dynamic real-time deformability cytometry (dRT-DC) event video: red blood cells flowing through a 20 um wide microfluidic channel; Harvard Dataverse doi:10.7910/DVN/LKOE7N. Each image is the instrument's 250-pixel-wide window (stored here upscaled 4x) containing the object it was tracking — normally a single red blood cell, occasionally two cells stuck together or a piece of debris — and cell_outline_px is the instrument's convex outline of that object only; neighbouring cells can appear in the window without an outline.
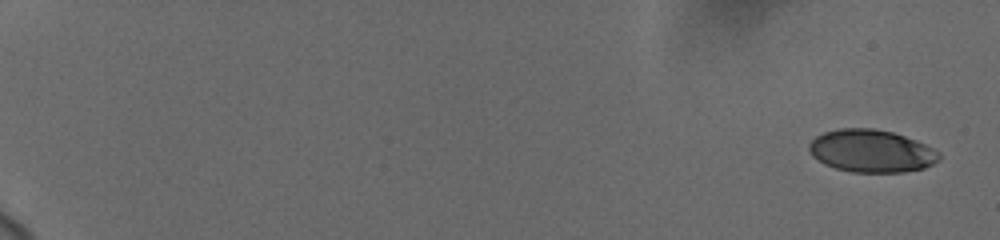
{"species": "human", "species_latin": "Homo sapiens", "temperature_condition": "cold", "stored_images_in_passage": 13, "camera_frame_rate_fps": 3000, "um_per_image_px": 0.085, "donor": {"sex": "female"}, "frame": {"image": 1, "passage_image": 1, "time_ms": 0.0, "image_size_px": [1000, 240], "cell_outline_px": [[940, 160], [924, 168], [904, 172], [852, 172], [836, 168], [824, 164], [812, 156], [808, 148], [808, 144], [816, 136], [824, 132], [840, 128], [872, 128], [892, 132], [916, 140], [940, 152]], "centroid_in_image_um": [74.06, 12.83], "position_along_channel_um": 10.9, "area_um2": 32.31}}
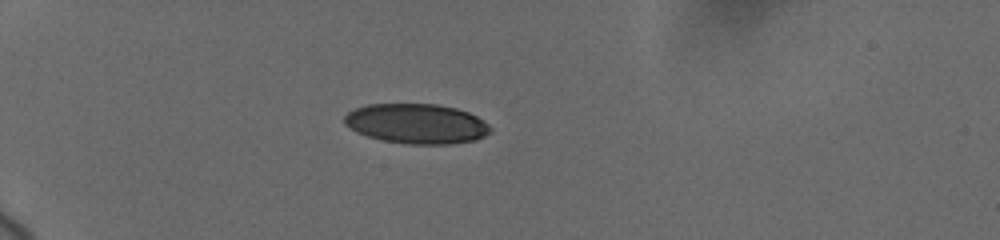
{"frame": {"image": 2, "passage_image": 8, "time_ms": 5.667, "image_size_px": [1000, 240], "cell_outline_px": [[492, 128], [484, 136], [476, 140], [448, 144], [408, 144], [384, 140], [368, 136], [356, 132], [344, 124], [344, 116], [348, 112], [356, 108], [368, 104], [436, 104], [456, 108], [468, 112], [476, 116], [488, 124]], "centroid_in_image_um": [35.4, 10.51], "position_along_channel_um": 49.6, "area_um2": 33.81}}
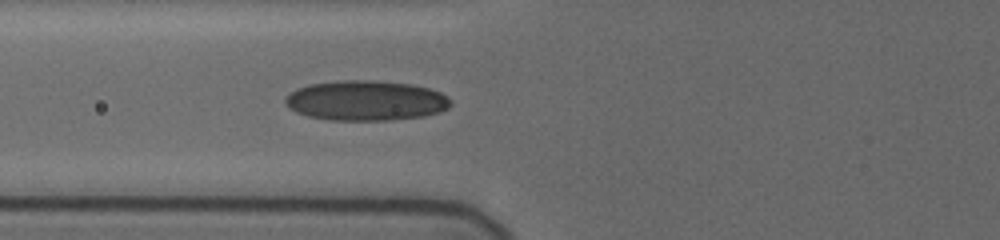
{"frame": {"image": 3, "passage_image": 13, "time_ms": 8.0, "image_size_px": [1000, 240], "cell_outline_px": [[452, 104], [448, 108], [424, 116], [384, 120], [332, 120], [308, 116], [296, 112], [284, 104], [284, 96], [288, 92], [296, 88], [308, 84], [340, 80], [368, 80], [412, 84], [428, 88], [440, 92]], "centroid_in_image_um": [31.01, 8.54], "position_along_channel_um": 94.8, "area_um2": 38.55}}